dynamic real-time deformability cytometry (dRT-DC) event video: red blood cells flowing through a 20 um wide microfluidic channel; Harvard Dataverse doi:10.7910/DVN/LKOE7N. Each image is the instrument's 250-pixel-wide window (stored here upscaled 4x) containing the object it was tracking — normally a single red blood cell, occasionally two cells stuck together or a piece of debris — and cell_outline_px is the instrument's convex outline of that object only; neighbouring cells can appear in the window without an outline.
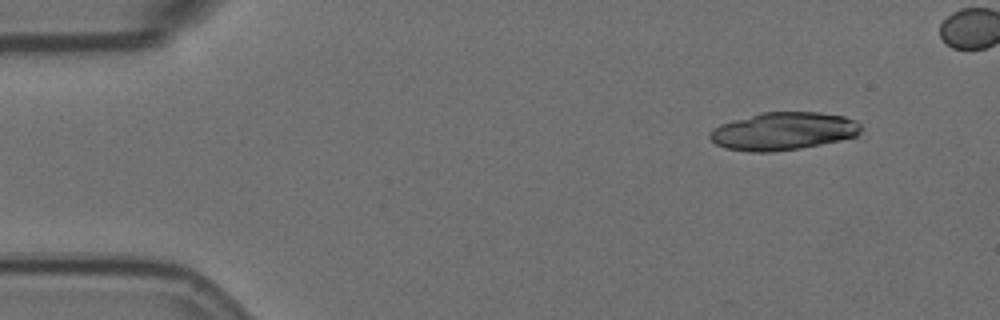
{"species": "Egyptian fruit bat (a non-hibernating species)", "species_latin": "Rousettus aegyptiacus", "temperature_condition": "room temperature", "stored_images_in_passage": 7, "segment_of_instrument_passage": [1, 2], "camera_frame_rate_fps": 3000, "um_per_image_px": 0.085, "animal": {"sex": "female"}, "frame": {"image": 1, "passage_image": 1, "time_ms": 0.0, "image_size_px": [1000, 320], "cell_outline_px": [[860, 132], [856, 136], [840, 140], [800, 148], [772, 152], [748, 152], [724, 148], [716, 144], [708, 136], [712, 128], [720, 124], [760, 112], [820, 112], [844, 116], [856, 120], [860, 124]], "centroid_in_image_um": [66.55, 11.15], "position_along_channel_um": 18.4, "area_um2": 33.41}}